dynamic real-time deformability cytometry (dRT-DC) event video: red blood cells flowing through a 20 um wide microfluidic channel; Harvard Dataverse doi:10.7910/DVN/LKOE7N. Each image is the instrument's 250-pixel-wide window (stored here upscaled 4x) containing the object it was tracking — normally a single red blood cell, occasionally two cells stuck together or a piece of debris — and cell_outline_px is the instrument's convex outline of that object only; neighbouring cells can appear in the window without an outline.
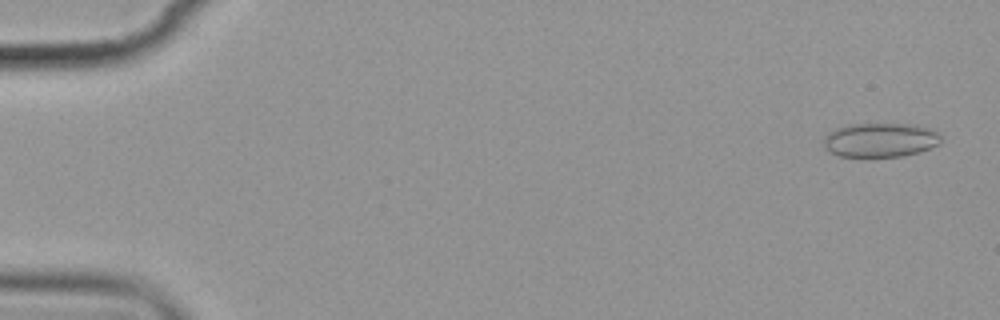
{"species": "common noctule bat (a hibernating species)", "species_latin": "Nyctalus noctula", "temperature_condition": "cold", "stored_images_in_passage": 11, "camera_frame_rate_fps": 3000, "um_per_image_px": 0.085, "animal": {"sex": "female", "body_mass_g": 19.9}, "frame": {"image": 1, "passage_image": 1, "time_ms": 0.0, "image_size_px": [1000, 320], "cell_outline_px": [[940, 144], [920, 152], [904, 156], [872, 160], [868, 160], [840, 156], [828, 152], [824, 148], [824, 136], [828, 132], [836, 128], [848, 124], [916, 124], [928, 128], [936, 132], [940, 136]], "centroid_in_image_um": [74.77, 11.95], "position_along_channel_um": 10.2, "area_um2": 24.45}}
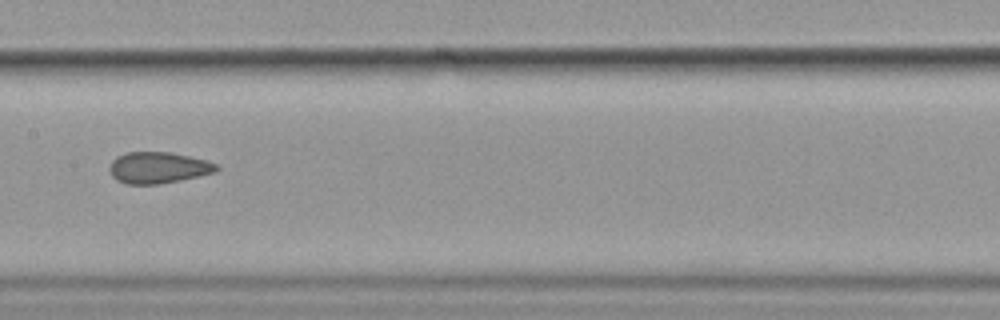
{"frame": {"image": 2, "passage_image": 8, "time_ms": 9.0, "image_size_px": [1000, 320], "cell_outline_px": [[220, 168], [216, 172], [180, 180], [160, 184], [124, 184], [116, 180], [112, 176], [108, 168], [112, 160], [116, 156], [128, 152], [168, 152], [188, 156], [204, 160], [216, 164]], "centroid_in_image_um": [13.4, 14.26], "position_along_channel_um": 194.0, "area_um2": 19.54}}
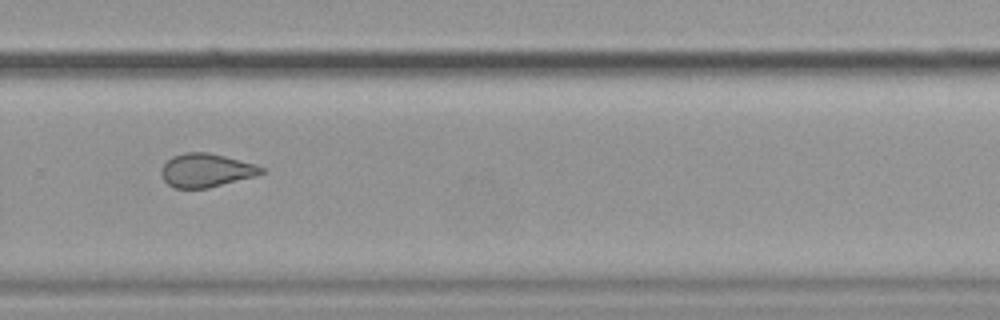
{"frame": {"image": 3, "passage_image": 11, "time_ms": 12.333, "image_size_px": [1000, 320], "cell_outline_px": [[264, 172], [256, 176], [208, 188], [176, 188], [168, 184], [164, 180], [160, 172], [160, 168], [172, 156], [184, 152], [208, 152], [256, 164], [264, 168]], "centroid_in_image_um": [17.51, 14.47], "position_along_channel_um": 312.3, "area_um2": 19.59}}